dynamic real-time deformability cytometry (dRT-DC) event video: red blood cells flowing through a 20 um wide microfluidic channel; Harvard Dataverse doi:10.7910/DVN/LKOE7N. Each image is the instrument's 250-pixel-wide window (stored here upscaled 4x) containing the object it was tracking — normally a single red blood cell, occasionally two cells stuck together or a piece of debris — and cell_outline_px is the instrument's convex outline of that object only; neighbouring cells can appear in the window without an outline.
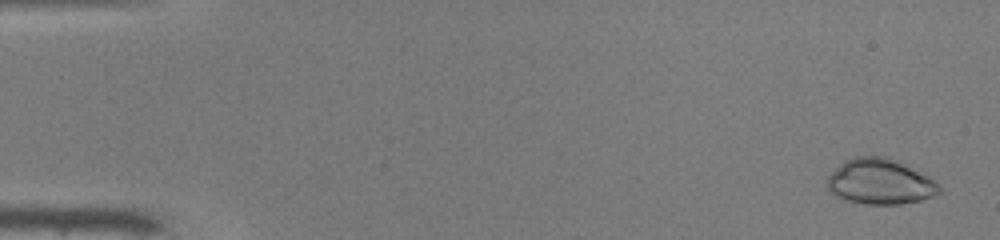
{"species": "common noctule bat (a hibernating species)", "species_latin": "Nyctalus noctula", "temperature_condition": "warm", "stored_images_in_passage": 50, "camera_frame_rate_fps": 3000, "um_per_image_px": 0.085, "animal": {"sex": "male", "body_mass_g": 19.0, "forearm_length_mm": 50.8}, "frame": {"image": 1, "passage_image": 2, "time_ms": 0.333, "image_size_px": [1000, 240], "cell_outline_px": [[940, 192], [932, 196], [920, 200], [900, 204], [864, 204], [848, 200], [836, 196], [828, 188], [828, 176], [844, 160], [852, 156], [888, 156], [900, 160], [940, 184]], "centroid_in_image_um": [74.82, 15.42], "position_along_channel_um": 10.2, "area_um2": 29.71}}
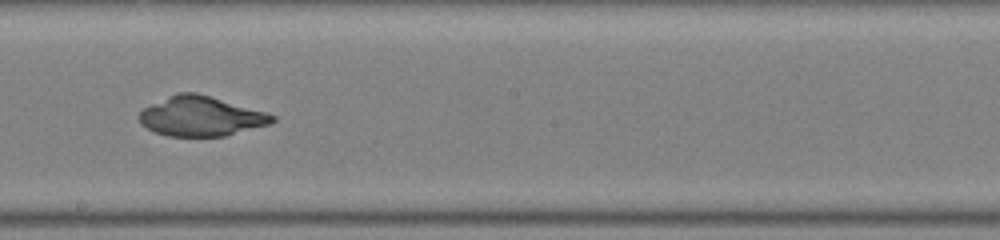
{"frame": {"image": 2, "passage_image": 29, "time_ms": 9.333, "image_size_px": [1000, 240], "cell_outline_px": [[276, 120], [272, 124], [224, 136], [168, 136], [156, 132], [140, 124], [140, 112], [144, 108], [176, 92], [196, 92], [264, 112], [276, 116]], "centroid_in_image_um": [17.09, 9.89], "position_along_channel_um": 231.1, "area_um2": 30.46}}
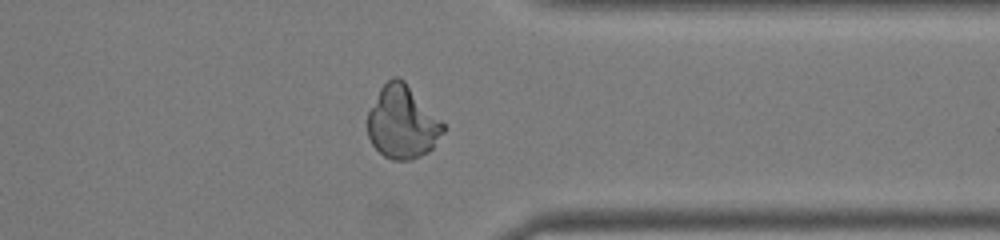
{"frame": {"image": 3, "passage_image": 40, "time_ms": 13.0, "image_size_px": [1000, 240], "cell_outline_px": [[444, 132], [432, 148], [428, 152], [412, 160], [392, 160], [384, 156], [372, 144], [368, 136], [368, 112], [380, 88], [392, 76], [396, 76], [404, 80], [444, 124]], "centroid_in_image_um": [34.19, 10.41], "position_along_channel_um": 377.2, "area_um2": 31.85}}